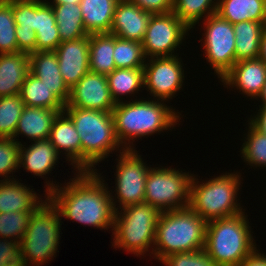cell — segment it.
I'll list each match as a JSON object with an SVG mask.
<instances>
[{
    "label": "cell",
    "mask_w": 266,
    "mask_h": 266,
    "mask_svg": "<svg viewBox=\"0 0 266 266\" xmlns=\"http://www.w3.org/2000/svg\"><path fill=\"white\" fill-rule=\"evenodd\" d=\"M166 266H217L204 248L190 252L173 253L161 261Z\"/></svg>",
    "instance_id": "obj_40"
},
{
    "label": "cell",
    "mask_w": 266,
    "mask_h": 266,
    "mask_svg": "<svg viewBox=\"0 0 266 266\" xmlns=\"http://www.w3.org/2000/svg\"><path fill=\"white\" fill-rule=\"evenodd\" d=\"M240 174L225 172L202 183L192 175L188 207L206 222L244 212L239 199L237 200L242 183Z\"/></svg>",
    "instance_id": "obj_6"
},
{
    "label": "cell",
    "mask_w": 266,
    "mask_h": 266,
    "mask_svg": "<svg viewBox=\"0 0 266 266\" xmlns=\"http://www.w3.org/2000/svg\"><path fill=\"white\" fill-rule=\"evenodd\" d=\"M258 58L266 63V27L261 35L260 52Z\"/></svg>",
    "instance_id": "obj_45"
},
{
    "label": "cell",
    "mask_w": 266,
    "mask_h": 266,
    "mask_svg": "<svg viewBox=\"0 0 266 266\" xmlns=\"http://www.w3.org/2000/svg\"><path fill=\"white\" fill-rule=\"evenodd\" d=\"M31 144L29 147L20 145L19 168L24 167L35 176L46 177L55 168L54 165H57L60 154L49 139L34 141Z\"/></svg>",
    "instance_id": "obj_23"
},
{
    "label": "cell",
    "mask_w": 266,
    "mask_h": 266,
    "mask_svg": "<svg viewBox=\"0 0 266 266\" xmlns=\"http://www.w3.org/2000/svg\"><path fill=\"white\" fill-rule=\"evenodd\" d=\"M265 27L263 23L256 21H243L233 25L236 62L258 58Z\"/></svg>",
    "instance_id": "obj_29"
},
{
    "label": "cell",
    "mask_w": 266,
    "mask_h": 266,
    "mask_svg": "<svg viewBox=\"0 0 266 266\" xmlns=\"http://www.w3.org/2000/svg\"><path fill=\"white\" fill-rule=\"evenodd\" d=\"M216 13L232 25L256 21L266 26V0H218Z\"/></svg>",
    "instance_id": "obj_25"
},
{
    "label": "cell",
    "mask_w": 266,
    "mask_h": 266,
    "mask_svg": "<svg viewBox=\"0 0 266 266\" xmlns=\"http://www.w3.org/2000/svg\"><path fill=\"white\" fill-rule=\"evenodd\" d=\"M120 212L115 213L113 247L139 257L152 248L150 253L153 254L156 226L161 212L146 202L128 205Z\"/></svg>",
    "instance_id": "obj_7"
},
{
    "label": "cell",
    "mask_w": 266,
    "mask_h": 266,
    "mask_svg": "<svg viewBox=\"0 0 266 266\" xmlns=\"http://www.w3.org/2000/svg\"><path fill=\"white\" fill-rule=\"evenodd\" d=\"M192 175L176 168L151 167L146 177L144 202L160 212L188 207Z\"/></svg>",
    "instance_id": "obj_9"
},
{
    "label": "cell",
    "mask_w": 266,
    "mask_h": 266,
    "mask_svg": "<svg viewBox=\"0 0 266 266\" xmlns=\"http://www.w3.org/2000/svg\"><path fill=\"white\" fill-rule=\"evenodd\" d=\"M258 98L261 99L260 102L262 101L261 105H266V82H265V85L263 86L262 92Z\"/></svg>",
    "instance_id": "obj_47"
},
{
    "label": "cell",
    "mask_w": 266,
    "mask_h": 266,
    "mask_svg": "<svg viewBox=\"0 0 266 266\" xmlns=\"http://www.w3.org/2000/svg\"><path fill=\"white\" fill-rule=\"evenodd\" d=\"M55 53L61 76L71 89L90 71L89 34L76 40L61 42Z\"/></svg>",
    "instance_id": "obj_15"
},
{
    "label": "cell",
    "mask_w": 266,
    "mask_h": 266,
    "mask_svg": "<svg viewBox=\"0 0 266 266\" xmlns=\"http://www.w3.org/2000/svg\"><path fill=\"white\" fill-rule=\"evenodd\" d=\"M151 14L129 0H119L110 33L116 37L143 42Z\"/></svg>",
    "instance_id": "obj_17"
},
{
    "label": "cell",
    "mask_w": 266,
    "mask_h": 266,
    "mask_svg": "<svg viewBox=\"0 0 266 266\" xmlns=\"http://www.w3.org/2000/svg\"><path fill=\"white\" fill-rule=\"evenodd\" d=\"M247 137L240 152L241 158L252 167H266V135L258 131L249 121Z\"/></svg>",
    "instance_id": "obj_34"
},
{
    "label": "cell",
    "mask_w": 266,
    "mask_h": 266,
    "mask_svg": "<svg viewBox=\"0 0 266 266\" xmlns=\"http://www.w3.org/2000/svg\"><path fill=\"white\" fill-rule=\"evenodd\" d=\"M61 219L59 211L48 199L31 214L26 232L20 241L27 266H42L56 257L62 234Z\"/></svg>",
    "instance_id": "obj_8"
},
{
    "label": "cell",
    "mask_w": 266,
    "mask_h": 266,
    "mask_svg": "<svg viewBox=\"0 0 266 266\" xmlns=\"http://www.w3.org/2000/svg\"><path fill=\"white\" fill-rule=\"evenodd\" d=\"M13 7L8 0H0V54L18 52Z\"/></svg>",
    "instance_id": "obj_37"
},
{
    "label": "cell",
    "mask_w": 266,
    "mask_h": 266,
    "mask_svg": "<svg viewBox=\"0 0 266 266\" xmlns=\"http://www.w3.org/2000/svg\"><path fill=\"white\" fill-rule=\"evenodd\" d=\"M74 175L67 185L53 184V179L52 183L46 181L45 197L59 211L61 218L100 230H113L116 211L104 177L102 179L96 171H77Z\"/></svg>",
    "instance_id": "obj_1"
},
{
    "label": "cell",
    "mask_w": 266,
    "mask_h": 266,
    "mask_svg": "<svg viewBox=\"0 0 266 266\" xmlns=\"http://www.w3.org/2000/svg\"><path fill=\"white\" fill-rule=\"evenodd\" d=\"M220 81L227 89L236 87L241 94L258 101L266 82V63L260 58L236 62Z\"/></svg>",
    "instance_id": "obj_16"
},
{
    "label": "cell",
    "mask_w": 266,
    "mask_h": 266,
    "mask_svg": "<svg viewBox=\"0 0 266 266\" xmlns=\"http://www.w3.org/2000/svg\"><path fill=\"white\" fill-rule=\"evenodd\" d=\"M0 266H27L20 242L0 237Z\"/></svg>",
    "instance_id": "obj_41"
},
{
    "label": "cell",
    "mask_w": 266,
    "mask_h": 266,
    "mask_svg": "<svg viewBox=\"0 0 266 266\" xmlns=\"http://www.w3.org/2000/svg\"><path fill=\"white\" fill-rule=\"evenodd\" d=\"M245 214L207 222L204 249L217 266H238L257 247Z\"/></svg>",
    "instance_id": "obj_5"
},
{
    "label": "cell",
    "mask_w": 266,
    "mask_h": 266,
    "mask_svg": "<svg viewBox=\"0 0 266 266\" xmlns=\"http://www.w3.org/2000/svg\"><path fill=\"white\" fill-rule=\"evenodd\" d=\"M258 131L266 135V105H259V110L248 120Z\"/></svg>",
    "instance_id": "obj_43"
},
{
    "label": "cell",
    "mask_w": 266,
    "mask_h": 266,
    "mask_svg": "<svg viewBox=\"0 0 266 266\" xmlns=\"http://www.w3.org/2000/svg\"><path fill=\"white\" fill-rule=\"evenodd\" d=\"M63 111L73 121L81 140V171H97V163L115 150H124L115 135L111 111L78 107H65Z\"/></svg>",
    "instance_id": "obj_3"
},
{
    "label": "cell",
    "mask_w": 266,
    "mask_h": 266,
    "mask_svg": "<svg viewBox=\"0 0 266 266\" xmlns=\"http://www.w3.org/2000/svg\"><path fill=\"white\" fill-rule=\"evenodd\" d=\"M24 106L19 94L0 97V138H13Z\"/></svg>",
    "instance_id": "obj_36"
},
{
    "label": "cell",
    "mask_w": 266,
    "mask_h": 266,
    "mask_svg": "<svg viewBox=\"0 0 266 266\" xmlns=\"http://www.w3.org/2000/svg\"><path fill=\"white\" fill-rule=\"evenodd\" d=\"M164 102L141 98L116 103L111 111L114 131L124 149H134L133 141L137 138L175 129L174 125L179 123L181 114Z\"/></svg>",
    "instance_id": "obj_2"
},
{
    "label": "cell",
    "mask_w": 266,
    "mask_h": 266,
    "mask_svg": "<svg viewBox=\"0 0 266 266\" xmlns=\"http://www.w3.org/2000/svg\"><path fill=\"white\" fill-rule=\"evenodd\" d=\"M115 105L107 77L89 71L70 89V98L65 107L112 111Z\"/></svg>",
    "instance_id": "obj_14"
},
{
    "label": "cell",
    "mask_w": 266,
    "mask_h": 266,
    "mask_svg": "<svg viewBox=\"0 0 266 266\" xmlns=\"http://www.w3.org/2000/svg\"><path fill=\"white\" fill-rule=\"evenodd\" d=\"M117 156L115 196L112 190L110 192L116 212L128 205L144 202L146 177L151 168L144 163L141 155L135 149H124ZM117 202L119 206L116 207Z\"/></svg>",
    "instance_id": "obj_10"
},
{
    "label": "cell",
    "mask_w": 266,
    "mask_h": 266,
    "mask_svg": "<svg viewBox=\"0 0 266 266\" xmlns=\"http://www.w3.org/2000/svg\"><path fill=\"white\" fill-rule=\"evenodd\" d=\"M25 106L64 110L65 104L41 80L30 72L19 93Z\"/></svg>",
    "instance_id": "obj_32"
},
{
    "label": "cell",
    "mask_w": 266,
    "mask_h": 266,
    "mask_svg": "<svg viewBox=\"0 0 266 266\" xmlns=\"http://www.w3.org/2000/svg\"><path fill=\"white\" fill-rule=\"evenodd\" d=\"M113 59L116 68L144 67L146 62L141 42L126 40L116 36Z\"/></svg>",
    "instance_id": "obj_35"
},
{
    "label": "cell",
    "mask_w": 266,
    "mask_h": 266,
    "mask_svg": "<svg viewBox=\"0 0 266 266\" xmlns=\"http://www.w3.org/2000/svg\"><path fill=\"white\" fill-rule=\"evenodd\" d=\"M218 0H173V13L190 29L216 13ZM207 15V16H206Z\"/></svg>",
    "instance_id": "obj_33"
},
{
    "label": "cell",
    "mask_w": 266,
    "mask_h": 266,
    "mask_svg": "<svg viewBox=\"0 0 266 266\" xmlns=\"http://www.w3.org/2000/svg\"><path fill=\"white\" fill-rule=\"evenodd\" d=\"M34 212L0 213V237L20 242Z\"/></svg>",
    "instance_id": "obj_38"
},
{
    "label": "cell",
    "mask_w": 266,
    "mask_h": 266,
    "mask_svg": "<svg viewBox=\"0 0 266 266\" xmlns=\"http://www.w3.org/2000/svg\"><path fill=\"white\" fill-rule=\"evenodd\" d=\"M150 14H163L173 10V0H129Z\"/></svg>",
    "instance_id": "obj_42"
},
{
    "label": "cell",
    "mask_w": 266,
    "mask_h": 266,
    "mask_svg": "<svg viewBox=\"0 0 266 266\" xmlns=\"http://www.w3.org/2000/svg\"><path fill=\"white\" fill-rule=\"evenodd\" d=\"M110 94L115 103L123 102L122 95L138 93L144 87V67L116 68L106 76Z\"/></svg>",
    "instance_id": "obj_31"
},
{
    "label": "cell",
    "mask_w": 266,
    "mask_h": 266,
    "mask_svg": "<svg viewBox=\"0 0 266 266\" xmlns=\"http://www.w3.org/2000/svg\"><path fill=\"white\" fill-rule=\"evenodd\" d=\"M31 1L47 2V0H31Z\"/></svg>",
    "instance_id": "obj_48"
},
{
    "label": "cell",
    "mask_w": 266,
    "mask_h": 266,
    "mask_svg": "<svg viewBox=\"0 0 266 266\" xmlns=\"http://www.w3.org/2000/svg\"><path fill=\"white\" fill-rule=\"evenodd\" d=\"M52 6L61 42L72 41L88 35L79 4H49Z\"/></svg>",
    "instance_id": "obj_30"
},
{
    "label": "cell",
    "mask_w": 266,
    "mask_h": 266,
    "mask_svg": "<svg viewBox=\"0 0 266 266\" xmlns=\"http://www.w3.org/2000/svg\"><path fill=\"white\" fill-rule=\"evenodd\" d=\"M190 30L173 11L151 14L142 42L146 59L175 56V50L180 48Z\"/></svg>",
    "instance_id": "obj_12"
},
{
    "label": "cell",
    "mask_w": 266,
    "mask_h": 266,
    "mask_svg": "<svg viewBox=\"0 0 266 266\" xmlns=\"http://www.w3.org/2000/svg\"><path fill=\"white\" fill-rule=\"evenodd\" d=\"M49 140L59 154L64 151L66 161L77 169L76 172L81 171V140L73 121L64 111L55 117Z\"/></svg>",
    "instance_id": "obj_19"
},
{
    "label": "cell",
    "mask_w": 266,
    "mask_h": 266,
    "mask_svg": "<svg viewBox=\"0 0 266 266\" xmlns=\"http://www.w3.org/2000/svg\"><path fill=\"white\" fill-rule=\"evenodd\" d=\"M30 55L25 52L0 54V97L18 95L30 72Z\"/></svg>",
    "instance_id": "obj_22"
},
{
    "label": "cell",
    "mask_w": 266,
    "mask_h": 266,
    "mask_svg": "<svg viewBox=\"0 0 266 266\" xmlns=\"http://www.w3.org/2000/svg\"><path fill=\"white\" fill-rule=\"evenodd\" d=\"M23 183L12 180H0V213L35 212L46 200Z\"/></svg>",
    "instance_id": "obj_20"
},
{
    "label": "cell",
    "mask_w": 266,
    "mask_h": 266,
    "mask_svg": "<svg viewBox=\"0 0 266 266\" xmlns=\"http://www.w3.org/2000/svg\"><path fill=\"white\" fill-rule=\"evenodd\" d=\"M119 0H81L79 3L88 34L110 33L115 7Z\"/></svg>",
    "instance_id": "obj_26"
},
{
    "label": "cell",
    "mask_w": 266,
    "mask_h": 266,
    "mask_svg": "<svg viewBox=\"0 0 266 266\" xmlns=\"http://www.w3.org/2000/svg\"><path fill=\"white\" fill-rule=\"evenodd\" d=\"M115 35L111 33L89 34V70L92 73L109 75L116 69L113 59Z\"/></svg>",
    "instance_id": "obj_28"
},
{
    "label": "cell",
    "mask_w": 266,
    "mask_h": 266,
    "mask_svg": "<svg viewBox=\"0 0 266 266\" xmlns=\"http://www.w3.org/2000/svg\"><path fill=\"white\" fill-rule=\"evenodd\" d=\"M154 57L144 65V87L155 100L167 102L181 90L185 79L183 63L178 57ZM149 62V63H148Z\"/></svg>",
    "instance_id": "obj_13"
},
{
    "label": "cell",
    "mask_w": 266,
    "mask_h": 266,
    "mask_svg": "<svg viewBox=\"0 0 266 266\" xmlns=\"http://www.w3.org/2000/svg\"><path fill=\"white\" fill-rule=\"evenodd\" d=\"M19 158L20 144L10 138H0V177H4L3 180L14 179L11 173L20 169Z\"/></svg>",
    "instance_id": "obj_39"
},
{
    "label": "cell",
    "mask_w": 266,
    "mask_h": 266,
    "mask_svg": "<svg viewBox=\"0 0 266 266\" xmlns=\"http://www.w3.org/2000/svg\"><path fill=\"white\" fill-rule=\"evenodd\" d=\"M13 7L18 52H35V1L8 0Z\"/></svg>",
    "instance_id": "obj_24"
},
{
    "label": "cell",
    "mask_w": 266,
    "mask_h": 266,
    "mask_svg": "<svg viewBox=\"0 0 266 266\" xmlns=\"http://www.w3.org/2000/svg\"><path fill=\"white\" fill-rule=\"evenodd\" d=\"M203 24L204 41L201 38L200 42H203V49L206 51V61L221 79L236 63L234 28L217 13L207 17Z\"/></svg>",
    "instance_id": "obj_11"
},
{
    "label": "cell",
    "mask_w": 266,
    "mask_h": 266,
    "mask_svg": "<svg viewBox=\"0 0 266 266\" xmlns=\"http://www.w3.org/2000/svg\"><path fill=\"white\" fill-rule=\"evenodd\" d=\"M52 6L35 1V51H55L61 39Z\"/></svg>",
    "instance_id": "obj_27"
},
{
    "label": "cell",
    "mask_w": 266,
    "mask_h": 266,
    "mask_svg": "<svg viewBox=\"0 0 266 266\" xmlns=\"http://www.w3.org/2000/svg\"><path fill=\"white\" fill-rule=\"evenodd\" d=\"M257 247L238 266H266V255Z\"/></svg>",
    "instance_id": "obj_44"
},
{
    "label": "cell",
    "mask_w": 266,
    "mask_h": 266,
    "mask_svg": "<svg viewBox=\"0 0 266 266\" xmlns=\"http://www.w3.org/2000/svg\"><path fill=\"white\" fill-rule=\"evenodd\" d=\"M62 111L24 106L12 139L20 145L22 143L17 139L20 135H24L30 141L49 139L53 121Z\"/></svg>",
    "instance_id": "obj_21"
},
{
    "label": "cell",
    "mask_w": 266,
    "mask_h": 266,
    "mask_svg": "<svg viewBox=\"0 0 266 266\" xmlns=\"http://www.w3.org/2000/svg\"><path fill=\"white\" fill-rule=\"evenodd\" d=\"M29 55L30 73L39 78L66 105L70 98V89L59 71L55 51H35Z\"/></svg>",
    "instance_id": "obj_18"
},
{
    "label": "cell",
    "mask_w": 266,
    "mask_h": 266,
    "mask_svg": "<svg viewBox=\"0 0 266 266\" xmlns=\"http://www.w3.org/2000/svg\"><path fill=\"white\" fill-rule=\"evenodd\" d=\"M81 0H53V2H48V4H65V3H71V4H79Z\"/></svg>",
    "instance_id": "obj_46"
},
{
    "label": "cell",
    "mask_w": 266,
    "mask_h": 266,
    "mask_svg": "<svg viewBox=\"0 0 266 266\" xmlns=\"http://www.w3.org/2000/svg\"><path fill=\"white\" fill-rule=\"evenodd\" d=\"M207 222L189 207L161 212L156 226L153 259L204 248Z\"/></svg>",
    "instance_id": "obj_4"
}]
</instances>
